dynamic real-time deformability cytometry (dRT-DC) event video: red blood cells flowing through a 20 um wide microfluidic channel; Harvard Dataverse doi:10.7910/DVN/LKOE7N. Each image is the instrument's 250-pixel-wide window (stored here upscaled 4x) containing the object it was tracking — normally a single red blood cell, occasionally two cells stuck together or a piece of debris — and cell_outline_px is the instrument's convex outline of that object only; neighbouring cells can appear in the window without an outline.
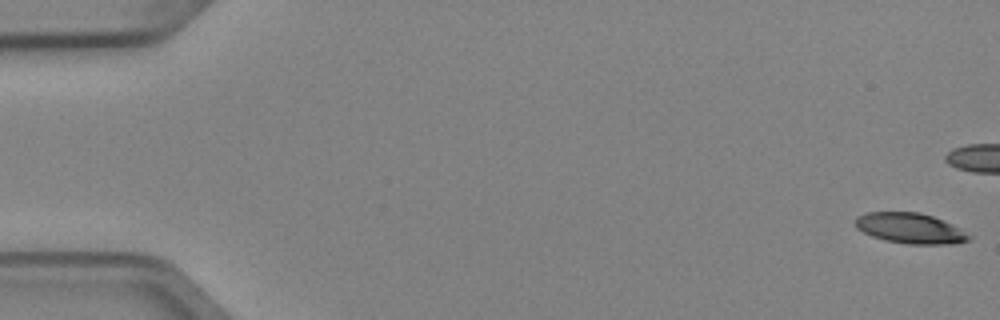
{"species": "Egyptian fruit bat (a non-hibernating species)", "species_latin": "Rousettus aegyptiacus", "temperature_condition": "cold", "stored_images_in_passage": 6, "camera_frame_rate_fps": 3000, "um_per_image_px": 0.085, "animal": {"sex": "female"}, "frame": {"image": 1, "passage_image": 1, "time_ms": 0.0, "image_size_px": [1000, 320], "cell_outline_px": [[972, 236], [968, 240], [952, 244], [908, 244], [884, 240], [872, 236], [856, 228], [856, 216], [868, 212], [920, 212], [932, 216], [952, 224], [960, 228]], "centroid_in_image_um": [77.37, 19.4], "position_along_channel_um": 7.6, "area_um2": 20.11}}
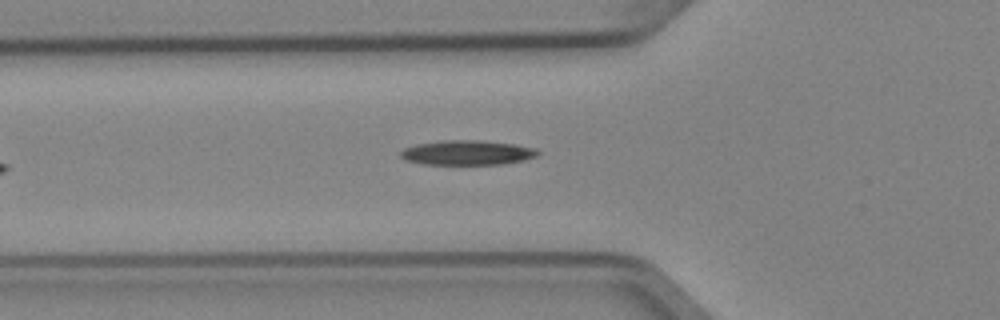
{"frame": {"image": 2, "passage_image": 6, "time_ms": 1.667, "image_size_px": [1000, 320], "cell_outline_px": [[540, 152], [536, 156], [524, 160], [504, 164], [424, 164], [404, 160], [400, 156], [400, 152], [404, 148], [416, 144], [444, 140], [480, 140], [516, 144], [536, 148]], "centroid_in_image_um": [39.72, 12.97], "position_along_channel_um": 86.1, "area_um2": 19.83}}